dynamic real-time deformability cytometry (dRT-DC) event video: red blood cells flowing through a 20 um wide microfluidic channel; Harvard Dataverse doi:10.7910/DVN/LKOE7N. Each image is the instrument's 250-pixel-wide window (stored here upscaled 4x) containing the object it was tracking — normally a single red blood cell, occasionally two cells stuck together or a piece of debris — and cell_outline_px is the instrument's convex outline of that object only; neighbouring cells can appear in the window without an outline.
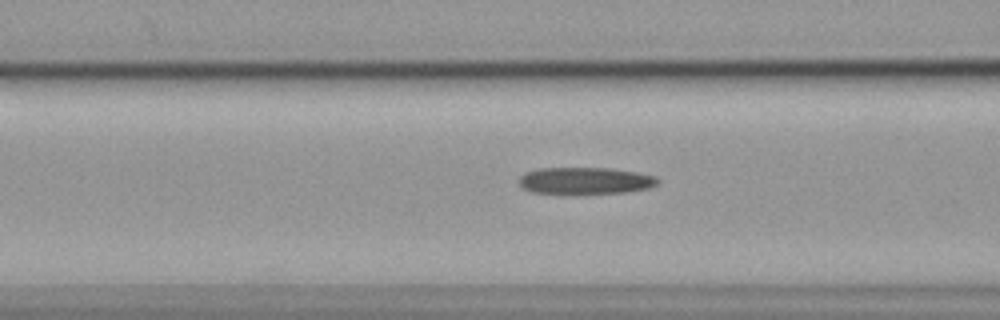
{"species": "common noctule bat (a hibernating species)", "species_latin": "Nyctalus noctula", "temperature_condition": "cold", "stored_images_in_passage": 35, "camera_frame_rate_fps": 3000, "um_per_image_px": 0.085, "animal": {"sex": "female", "body_mass_g": 19.9}, "frame": {"image": 1, "passage_image": 6, "time_ms": 1.667, "image_size_px": [1000, 320], "cell_outline_px": [[660, 184], [648, 188], [624, 192], [532, 192], [524, 188], [520, 184], [520, 176], [524, 172], [536, 168], [612, 168], [636, 172], [656, 176], [660, 180]], "centroid_in_image_um": [49.78, 15.32], "position_along_channel_um": 116.8, "area_um2": 21.27}}
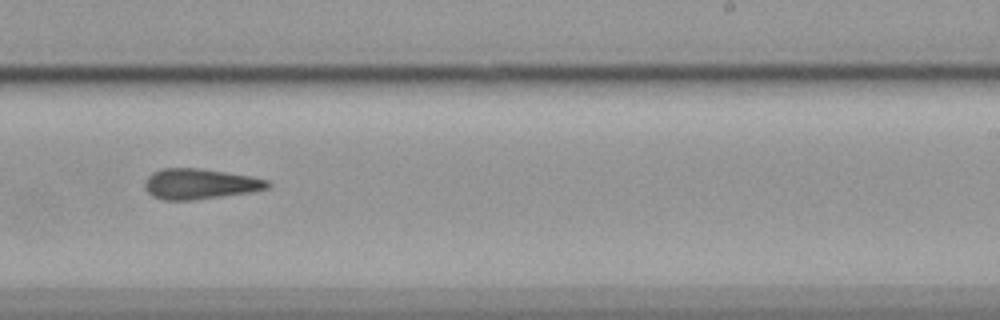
{"frame": {"image": 2, "passage_image": 19, "time_ms": 6.0, "image_size_px": [1000, 320], "cell_outline_px": [[272, 184], [268, 188], [252, 192], [192, 200], [164, 200], [152, 196], [144, 188], [144, 180], [152, 172], [160, 168], [200, 168], [252, 176], [268, 180]], "centroid_in_image_um": [16.98, 15.62], "position_along_channel_um": 272.0, "area_um2": 22.02}}
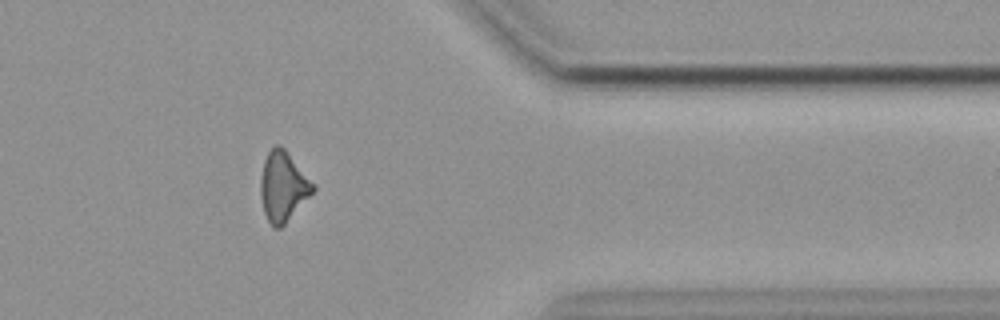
{"frame": {"image": 3, "passage_image": 30, "time_ms": 9.667, "image_size_px": [1000, 320], "cell_outline_px": [[316, 188], [284, 224], [280, 228], [272, 228], [264, 212], [260, 196], [260, 176], [264, 160], [268, 152], [276, 144], [280, 144], [284, 148], [316, 184]], "centroid_in_image_um": [24.05, 15.83], "position_along_channel_um": 387.4, "area_um2": 21.27}}